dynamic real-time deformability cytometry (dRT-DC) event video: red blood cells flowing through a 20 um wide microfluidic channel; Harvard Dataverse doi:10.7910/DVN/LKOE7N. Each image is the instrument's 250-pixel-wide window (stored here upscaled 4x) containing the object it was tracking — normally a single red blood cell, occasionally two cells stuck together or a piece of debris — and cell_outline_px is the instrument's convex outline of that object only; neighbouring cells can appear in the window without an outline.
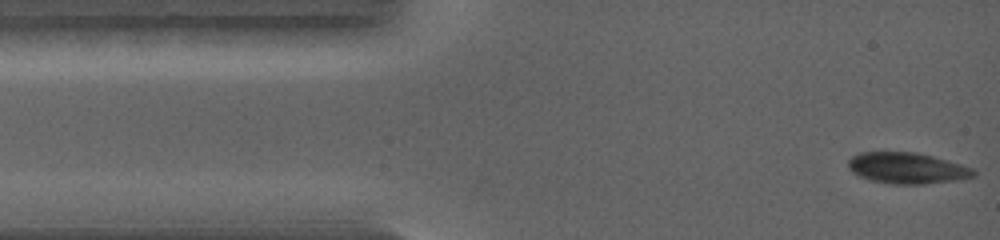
{"species": "common noctule bat (a hibernating species)", "species_latin": "Nyctalus noctula", "temperature_condition": "warm", "stored_images_in_passage": 45, "camera_frame_rate_fps": 5000, "um_per_image_px": 0.085, "animal": {"sex": "female", "body_mass_g": 19.0, "forearm_length_mm": 56.7}, "frame": {"image": 1, "passage_image": 1, "time_ms": 0.0, "image_size_px": [1000, 240], "cell_outline_px": [[976, 176], [956, 180], [924, 184], [892, 184], [872, 180], [860, 176], [852, 172], [848, 168], [848, 160], [852, 156], [860, 152], [916, 152], [932, 156], [960, 164], [972, 168], [976, 172]], "centroid_in_image_um": [77.09, 14.29], "position_along_channel_um": 7.9, "area_um2": 22.6}}
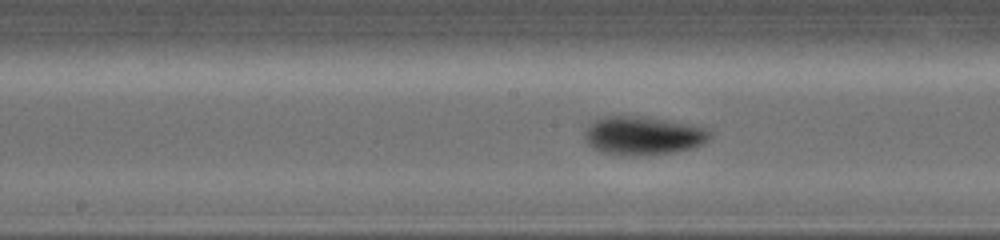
{"frame": {"image": 2, "passage_image": 25, "time_ms": 4.8, "image_size_px": [1000, 240], "cell_outline_px": [[712, 136], [704, 144], [692, 148], [676, 152], [648, 156], [628, 156], [600, 152], [592, 148], [584, 140], [584, 128], [596, 120], [604, 116], [644, 116], [668, 120], [708, 128], [712, 132]], "centroid_in_image_um": [54.67, 11.54], "position_along_channel_um": 193.5, "area_um2": 28.78}}
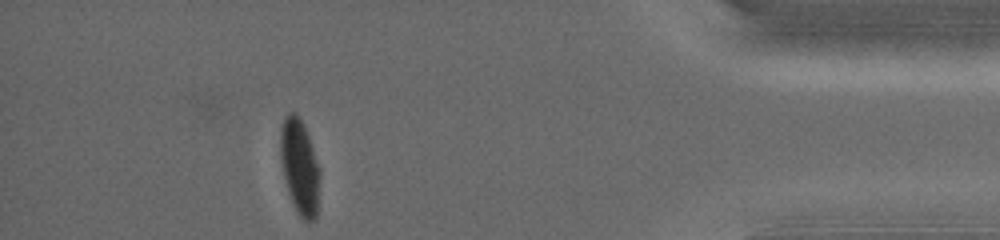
{"frame": {"image": 3, "passage_image": 45, "time_ms": 8.8, "image_size_px": [1000, 240], "cell_outline_px": [[320, 176], [316, 216], [312, 220], [304, 220], [300, 216], [288, 192], [280, 160], [280, 128], [284, 116], [288, 112], [296, 112], [304, 124], [320, 168]], "centroid_in_image_um": [25.46, 14.1], "position_along_channel_um": 409.7, "area_um2": 21.85}}